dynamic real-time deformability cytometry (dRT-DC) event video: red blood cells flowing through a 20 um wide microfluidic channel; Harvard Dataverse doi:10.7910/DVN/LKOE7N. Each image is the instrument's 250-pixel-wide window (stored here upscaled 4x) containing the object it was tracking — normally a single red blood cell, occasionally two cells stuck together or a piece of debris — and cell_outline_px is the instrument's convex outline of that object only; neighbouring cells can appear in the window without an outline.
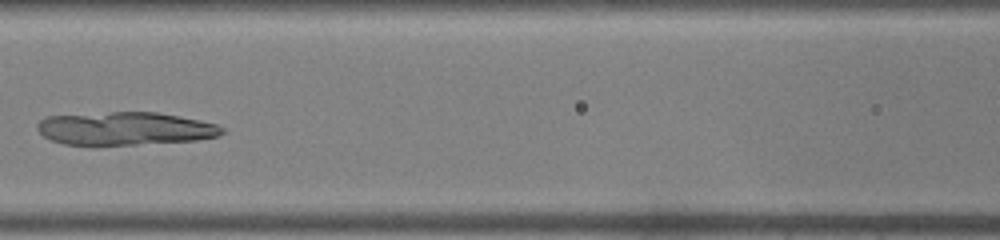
{"species": "common noctule bat (a hibernating species)", "species_latin": "Nyctalus noctula", "temperature_condition": "warm", "stored_images_in_passage": 32, "camera_frame_rate_fps": 3000, "um_per_image_px": 0.085, "animal": {"sex": "male", "body_mass_g": 19.0, "forearm_length_mm": 50.8}, "frame": {"image": 1, "passage_image": 8, "time_ms": 2.333, "image_size_px": [1000, 240], "cell_outline_px": [[224, 132], [220, 136], [196, 140], [136, 144], [64, 144], [52, 140], [44, 136], [36, 128], [36, 124], [40, 120], [48, 116], [112, 112], [156, 112], [216, 124], [224, 128]], "centroid_in_image_um": [10.62, 10.92], "position_along_channel_um": 156.0, "area_um2": 35.08}}
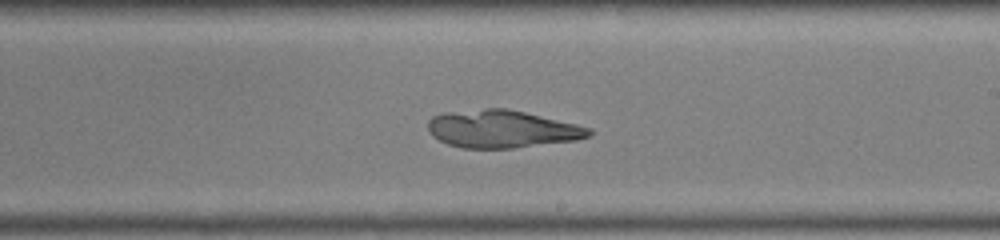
{"frame": {"image": 2, "passage_image": 14, "time_ms": 4.333, "image_size_px": [1000, 240], "cell_outline_px": [[592, 132], [588, 136], [576, 140], [512, 148], [464, 148], [448, 144], [432, 136], [428, 132], [428, 120], [432, 116], [444, 112], [484, 108], [504, 108], [524, 112], [576, 124], [592, 128]], "centroid_in_image_um": [42.62, 10.96], "position_along_channel_um": 246.4, "area_um2": 35.2}}
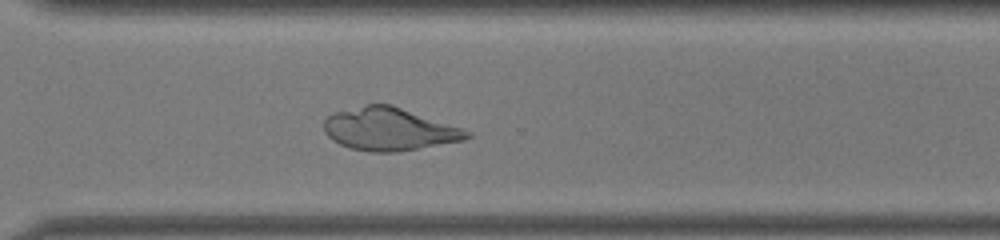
{"frame": {"image": 3, "passage_image": 20, "time_ms": 6.333, "image_size_px": [1000, 240], "cell_outline_px": [[472, 136], [464, 140], [396, 152], [368, 152], [348, 148], [332, 140], [324, 132], [324, 120], [328, 116], [336, 112], [368, 104], [388, 104], [472, 132]], "centroid_in_image_um": [33.03, 11.0], "position_along_channel_um": 337.6, "area_um2": 35.03}}